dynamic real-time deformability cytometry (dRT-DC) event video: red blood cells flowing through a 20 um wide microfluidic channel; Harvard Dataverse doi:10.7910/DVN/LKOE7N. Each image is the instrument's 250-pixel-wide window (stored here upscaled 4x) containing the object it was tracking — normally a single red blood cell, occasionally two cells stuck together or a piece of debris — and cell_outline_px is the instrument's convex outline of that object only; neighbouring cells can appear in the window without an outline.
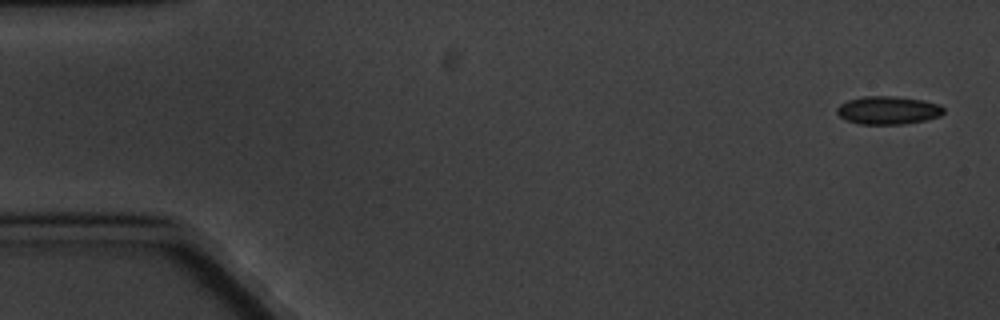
{"species": "common noctule bat (a hibernating species)", "species_latin": "Nyctalus noctula", "temperature_condition": "cold", "stored_images_in_passage": 5, "camera_frame_rate_fps": 3000, "um_per_image_px": 0.085, "animal": {"sex": "male", "body_mass_g": 20.1, "forearm_length_mm": 53.5}, "frame": {"image": 1, "passage_image": 1, "time_ms": 0.0, "image_size_px": [1000, 320], "cell_outline_px": [[944, 112], [940, 116], [924, 120], [904, 124], [860, 124], [848, 120], [840, 116], [836, 112], [836, 108], [840, 104], [848, 100], [864, 96], [896, 96], [924, 100], [940, 104], [944, 108]], "centroid_in_image_um": [75.5, 9.36], "position_along_channel_um": 9.5, "area_um2": 17.51}}